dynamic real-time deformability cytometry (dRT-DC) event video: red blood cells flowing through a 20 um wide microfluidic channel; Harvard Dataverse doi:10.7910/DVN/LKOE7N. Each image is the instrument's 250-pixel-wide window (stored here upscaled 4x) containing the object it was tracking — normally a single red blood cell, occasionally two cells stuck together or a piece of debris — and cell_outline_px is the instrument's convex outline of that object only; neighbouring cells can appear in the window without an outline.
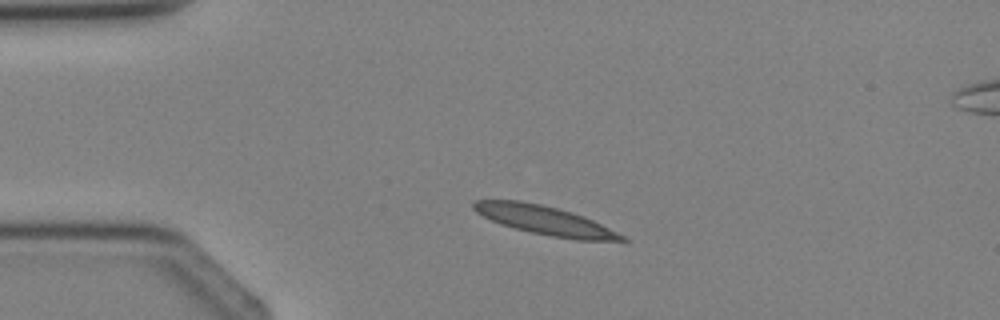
{"species": "Egyptian fruit bat (a non-hibernating species)", "species_latin": "Rousettus aegyptiacus", "temperature_condition": "cold", "stored_images_in_passage": 2, "camera_frame_rate_fps": 3000, "um_per_image_px": 0.085, "animal": {"sex": "female"}, "frame": {"image": 1, "passage_image": 1, "time_ms": 0.0, "image_size_px": [1000, 320], "cell_outline_px": [[628, 240], [576, 240], [552, 236], [532, 232], [500, 224], [476, 212], [472, 208], [472, 200], [520, 200], [540, 204], [572, 212], [584, 216], [624, 236]], "centroid_in_image_um": [46.25, 18.71], "position_along_channel_um": 38.7, "area_um2": 24.45}}